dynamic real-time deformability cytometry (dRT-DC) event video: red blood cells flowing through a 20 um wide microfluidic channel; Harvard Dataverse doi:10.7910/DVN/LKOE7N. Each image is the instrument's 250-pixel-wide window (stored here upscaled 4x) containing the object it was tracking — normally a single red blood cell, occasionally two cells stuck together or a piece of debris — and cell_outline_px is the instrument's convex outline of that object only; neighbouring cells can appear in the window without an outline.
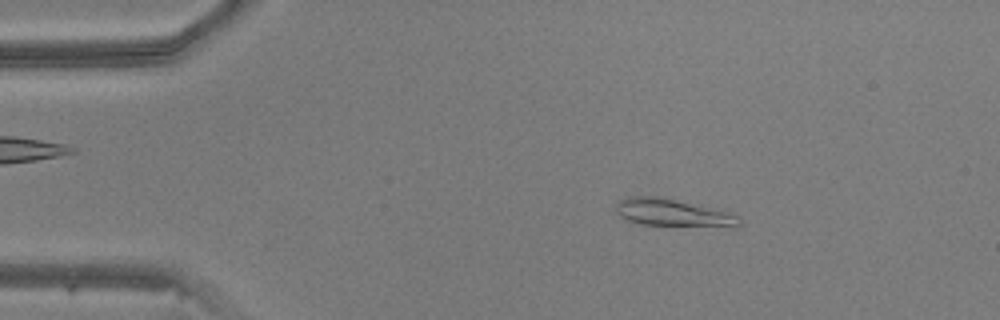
{"species": "common noctule bat (a hibernating species)", "species_latin": "Nyctalus noctula", "temperature_condition": "warm", "stored_images_in_passage": 48, "camera_frame_rate_fps": 3000, "um_per_image_px": 0.085, "animal": {"sex": "male", "body_mass_g": 20.5, "forearm_length_mm": 52.5}, "frame": {"image": 1, "passage_image": 8, "time_ms": 2.333, "image_size_px": [1000, 320], "cell_outline_px": [[744, 224], [736, 228], [732, 228], [640, 224], [628, 220], [620, 216], [616, 212], [616, 204], [620, 200], [628, 196], [656, 196], [728, 212], [736, 216]], "centroid_in_image_um": [57.23, 18.12], "position_along_channel_um": 27.8, "area_um2": 19.77}}
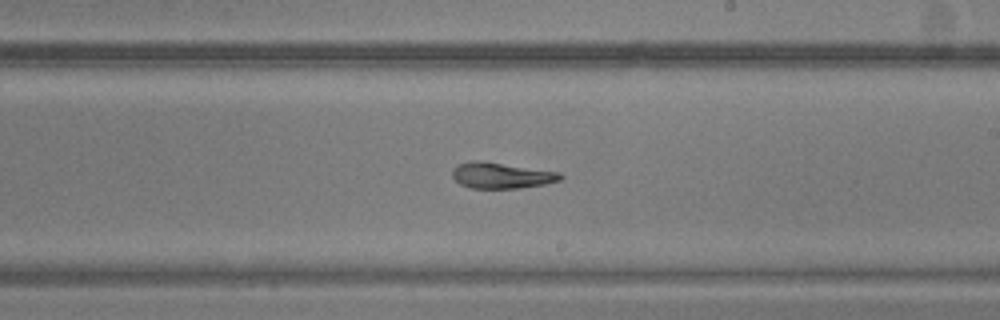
{"frame": {"image": 2, "passage_image": 28, "time_ms": 9.0, "image_size_px": [1000, 320], "cell_outline_px": [[564, 176], [560, 180], [544, 184], [520, 188], [472, 188], [460, 184], [452, 176], [452, 168], [456, 164], [472, 160], [484, 160], [560, 172]], "centroid_in_image_um": [42.6, 14.89], "position_along_channel_um": 246.4, "area_um2": 16.59}}
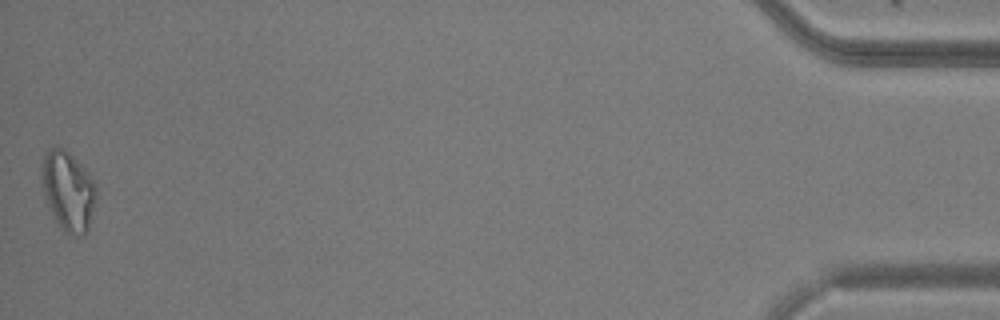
{"frame": {"image": 3, "passage_image": 48, "time_ms": 15.667, "image_size_px": [1000, 320], "cell_outline_px": [[96, 200], [88, 228], [84, 236], [76, 236], [64, 232], [60, 228], [52, 216], [48, 208], [44, 196], [40, 176], [40, 164], [44, 152], [56, 144], [64, 148], [88, 172], [96, 188]], "centroid_in_image_um": [5.74, 16.21], "position_along_channel_um": 429.5, "area_um2": 25.84}}